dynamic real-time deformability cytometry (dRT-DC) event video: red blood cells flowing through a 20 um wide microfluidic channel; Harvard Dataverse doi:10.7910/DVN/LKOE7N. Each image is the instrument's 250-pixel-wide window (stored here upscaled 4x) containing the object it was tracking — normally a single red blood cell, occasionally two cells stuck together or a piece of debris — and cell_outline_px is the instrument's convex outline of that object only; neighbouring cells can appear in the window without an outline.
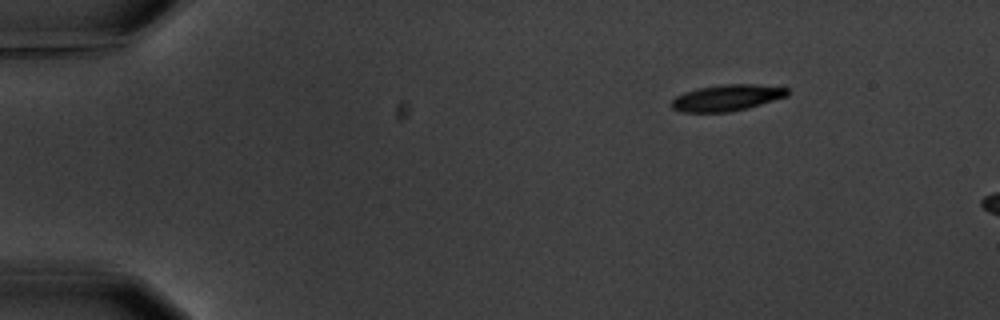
{"species": "common noctule bat (a hibernating species)", "species_latin": "Nyctalus noctula", "temperature_condition": "warm", "stored_images_in_passage": 3, "camera_frame_rate_fps": 3000, "um_per_image_px": 0.085, "animal": {"sex": "male", "body_mass_g": 20.1, "forearm_length_mm": 53.5}, "frame": {"image": 1, "passage_image": 1, "time_ms": 0.0, "image_size_px": [1000, 320], "cell_outline_px": [[788, 96], [748, 108], [728, 112], [680, 112], [672, 108], [672, 100], [676, 96], [684, 92], [700, 88], [724, 84], [756, 84], [788, 88]], "centroid_in_image_um": [61.79, 8.31], "position_along_channel_um": 23.2, "area_um2": 17.69}}